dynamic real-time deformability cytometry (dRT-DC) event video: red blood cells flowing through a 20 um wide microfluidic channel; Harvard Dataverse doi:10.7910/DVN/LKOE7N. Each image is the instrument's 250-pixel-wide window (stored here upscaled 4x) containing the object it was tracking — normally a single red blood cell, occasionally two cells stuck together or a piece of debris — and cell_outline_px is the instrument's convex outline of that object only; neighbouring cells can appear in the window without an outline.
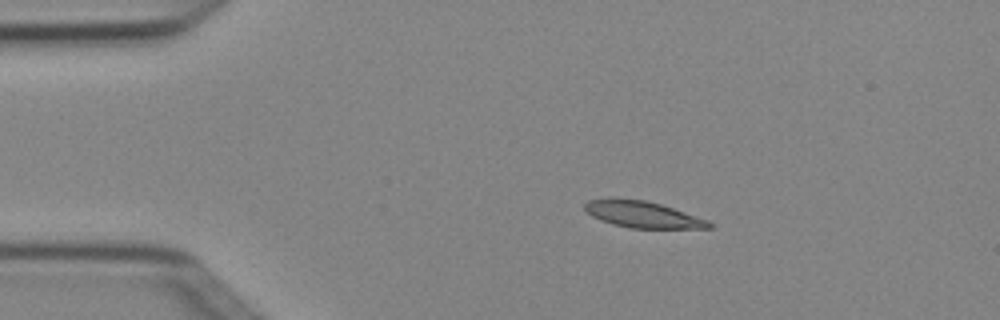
{"species": "Egyptian fruit bat (a non-hibernating species)", "species_latin": "Rousettus aegyptiacus", "temperature_condition": "cold", "stored_images_in_passage": 4, "camera_frame_rate_fps": 3000, "um_per_image_px": 0.085, "animal": {"sex": "female"}, "frame": {"image": 1, "passage_image": 2, "time_ms": 0.333, "image_size_px": [1000, 320], "cell_outline_px": [[712, 228], [632, 228], [612, 224], [600, 220], [592, 216], [584, 208], [584, 204], [588, 200], [612, 196], [644, 200], [660, 204], [708, 220], [712, 224]], "centroid_in_image_um": [54.55, 18.2], "position_along_channel_um": 30.4, "area_um2": 19.31}}
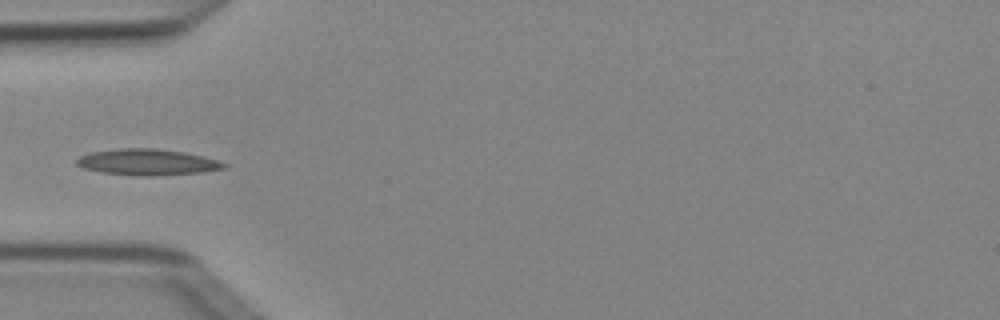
{"frame": {"image": 2, "passage_image": 4, "time_ms": 1.0, "image_size_px": [1000, 320], "cell_outline_px": [[228, 168], [200, 172], [152, 176], [136, 176], [100, 172], [84, 168], [76, 164], [76, 160], [80, 156], [92, 152], [116, 148], [156, 148], [184, 152], [204, 156], [228, 164]], "centroid_in_image_um": [12.53, 13.78], "position_along_channel_um": 72.5, "area_um2": 22.54}}